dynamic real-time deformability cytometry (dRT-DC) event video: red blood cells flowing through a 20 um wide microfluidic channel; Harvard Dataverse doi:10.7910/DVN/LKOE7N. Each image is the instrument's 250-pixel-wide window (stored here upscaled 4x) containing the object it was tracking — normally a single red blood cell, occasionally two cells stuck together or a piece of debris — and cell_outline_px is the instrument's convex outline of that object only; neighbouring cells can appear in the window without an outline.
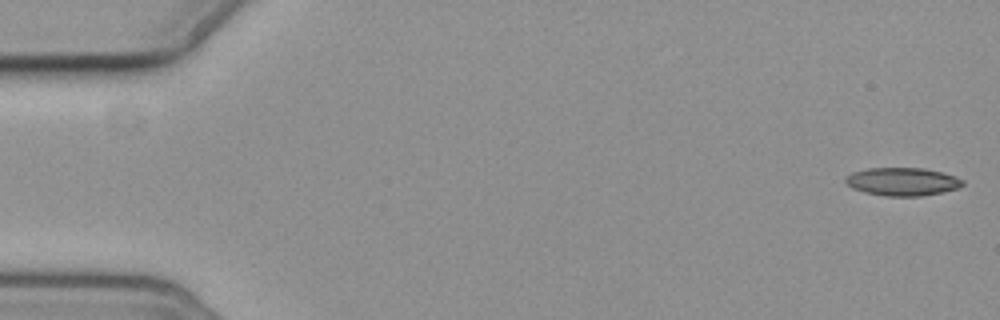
{"species": "common noctule bat (a hibernating species)", "species_latin": "Nyctalus noctula", "temperature_condition": "cold", "stored_images_in_passage": 5, "camera_frame_rate_fps": 3000, "um_per_image_px": 0.085, "animal": {"sex": "female", "body_mass_g": 19.3, "forearm_length_mm": 54.1}, "frame": {"image": 1, "passage_image": 1, "time_ms": 0.0, "image_size_px": [1000, 320], "cell_outline_px": [[964, 184], [960, 188], [920, 196], [888, 196], [864, 192], [852, 188], [844, 180], [852, 172], [868, 168], [924, 168], [944, 172], [956, 176], [964, 180]], "centroid_in_image_um": [76.75, 15.43], "position_along_channel_um": 8.3, "area_um2": 19.19}}